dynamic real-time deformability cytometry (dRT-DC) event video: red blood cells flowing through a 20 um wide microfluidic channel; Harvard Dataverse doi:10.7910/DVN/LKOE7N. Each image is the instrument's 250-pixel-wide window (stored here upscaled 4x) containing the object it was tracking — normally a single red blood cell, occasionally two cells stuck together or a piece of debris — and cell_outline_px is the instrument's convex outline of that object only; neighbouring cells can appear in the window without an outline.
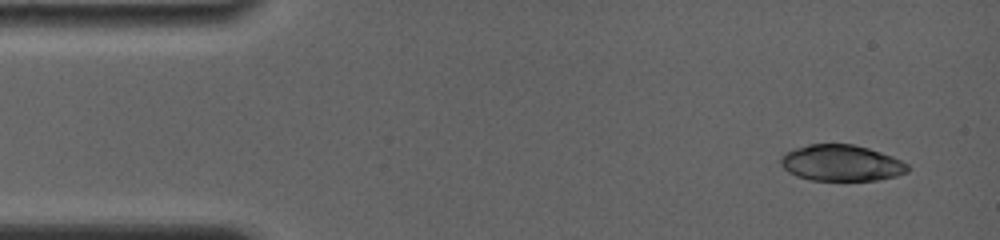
{"species": "common noctule bat (a hibernating species)", "species_latin": "Nyctalus noctula", "temperature_condition": "room temperature", "stored_images_in_passage": 4, "camera_frame_rate_fps": 4000, "um_per_image_px": 0.085, "animal": {"sex": "female", "body_mass_g": 19.0, "forearm_length_mm": 56.7}, "frame": {"image": 1, "passage_image": 1, "time_ms": 0.0, "image_size_px": [1000, 240], "cell_outline_px": [[908, 172], [896, 176], [876, 180], [812, 180], [796, 176], [788, 172], [780, 164], [780, 156], [784, 152], [808, 144], [852, 144], [868, 148], [892, 156], [908, 164]], "centroid_in_image_um": [71.48, 13.85], "position_along_channel_um": 13.5, "area_um2": 26.76}}
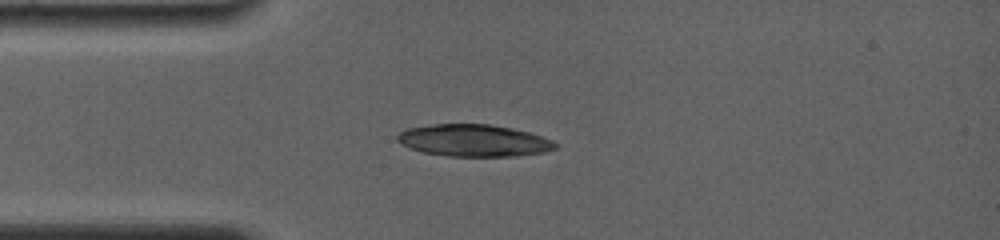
{"frame": {"image": 2, "passage_image": 4, "time_ms": 3.0, "image_size_px": [1000, 240], "cell_outline_px": [[560, 144], [556, 148], [544, 152], [516, 156], [448, 156], [424, 152], [412, 148], [396, 140], [396, 136], [404, 128], [436, 124], [488, 124], [512, 128], [528, 132], [552, 140]], "centroid_in_image_um": [40.29, 11.94], "position_along_channel_um": 44.7, "area_um2": 29.36}}